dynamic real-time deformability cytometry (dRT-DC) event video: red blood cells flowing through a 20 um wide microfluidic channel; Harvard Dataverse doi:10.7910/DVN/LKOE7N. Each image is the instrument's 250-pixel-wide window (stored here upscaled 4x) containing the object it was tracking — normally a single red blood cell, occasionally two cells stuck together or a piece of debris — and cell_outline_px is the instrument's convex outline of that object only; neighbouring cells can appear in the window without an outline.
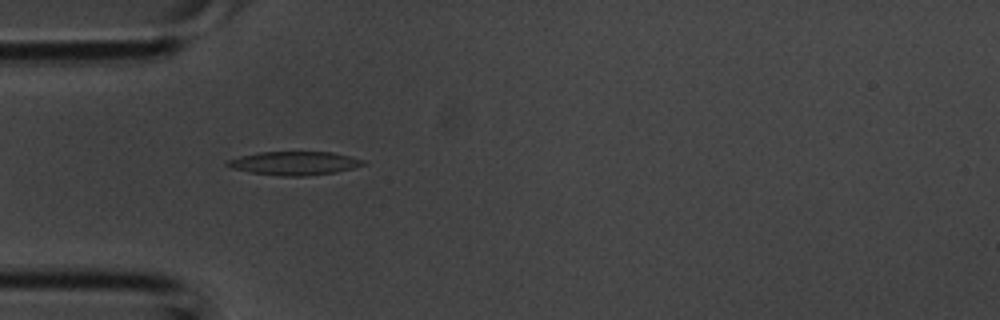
{"species": "common noctule bat (a hibernating species)", "species_latin": "Nyctalus noctula", "temperature_condition": "room temperature", "stored_images_in_passage": 1, "camera_frame_rate_fps": 3000, "um_per_image_px": 0.085, "animal": {"sex": "male", "body_mass_g": 20.1, "forearm_length_mm": 53.5}, "frame": {"image": 1, "passage_image": 1, "time_ms": 0.0, "image_size_px": [1000, 320], "cell_outline_px": [[364, 164], [352, 168], [336, 172], [308, 176], [280, 176], [248, 172], [232, 168], [224, 164], [224, 160], [256, 152], [332, 152], [364, 160]], "centroid_in_image_um": [24.94, 13.87], "position_along_channel_um": 60.1, "area_um2": 18.73}}